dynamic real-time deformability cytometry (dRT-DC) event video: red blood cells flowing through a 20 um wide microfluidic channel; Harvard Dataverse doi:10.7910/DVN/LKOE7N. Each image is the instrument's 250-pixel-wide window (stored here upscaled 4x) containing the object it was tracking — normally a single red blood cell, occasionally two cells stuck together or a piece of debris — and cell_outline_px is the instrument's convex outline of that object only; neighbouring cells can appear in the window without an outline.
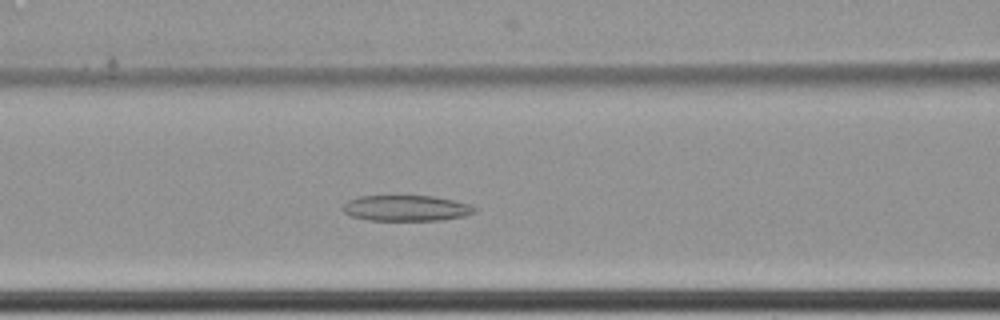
{"species": "common noctule bat (a hibernating species)", "species_latin": "Nyctalus noctula", "temperature_condition": "cold", "stored_images_in_passage": 57, "camera_frame_rate_fps": 3000, "um_per_image_px": 0.085, "animal": {"sex": "female", "body_mass_g": 22.7, "forearm_length_mm": 54.2}, "frame": {"image": 1, "passage_image": 23, "time_ms": 7.333, "image_size_px": [1000, 320], "cell_outline_px": [[476, 212], [464, 216], [440, 220], [368, 220], [352, 216], [344, 212], [340, 208], [348, 200], [360, 196], [432, 196], [452, 200], [468, 204], [476, 208]], "centroid_in_image_um": [34.5, 17.69], "position_along_channel_um": 132.1, "area_um2": 19.65}}
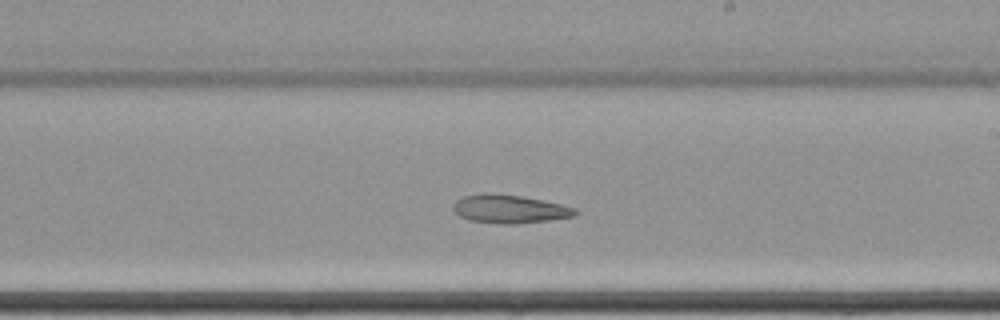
{"frame": {"image": 2, "passage_image": 33, "time_ms": 10.667, "image_size_px": [1000, 320], "cell_outline_px": [[580, 212], [576, 216], [548, 220], [516, 224], [500, 224], [472, 220], [460, 216], [452, 208], [452, 204], [456, 200], [464, 196], [484, 192], [488, 192], [520, 196], [560, 204], [576, 208]], "centroid_in_image_um": [43.31, 17.76], "position_along_channel_um": 245.7, "area_um2": 20.17}}
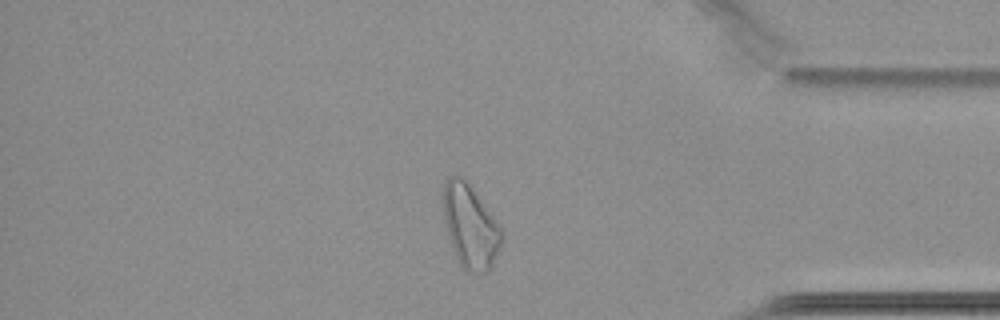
{"frame": {"image": 3, "passage_image": 48, "time_ms": 15.667, "image_size_px": [1000, 320], "cell_outline_px": [[504, 236], [492, 264], [488, 272], [468, 272], [460, 264], [448, 236], [444, 220], [440, 200], [440, 192], [444, 180], [448, 176], [464, 176], [492, 216], [500, 228]], "centroid_in_image_um": [39.9, 19.16], "position_along_channel_um": 395.3, "area_um2": 28.5}}